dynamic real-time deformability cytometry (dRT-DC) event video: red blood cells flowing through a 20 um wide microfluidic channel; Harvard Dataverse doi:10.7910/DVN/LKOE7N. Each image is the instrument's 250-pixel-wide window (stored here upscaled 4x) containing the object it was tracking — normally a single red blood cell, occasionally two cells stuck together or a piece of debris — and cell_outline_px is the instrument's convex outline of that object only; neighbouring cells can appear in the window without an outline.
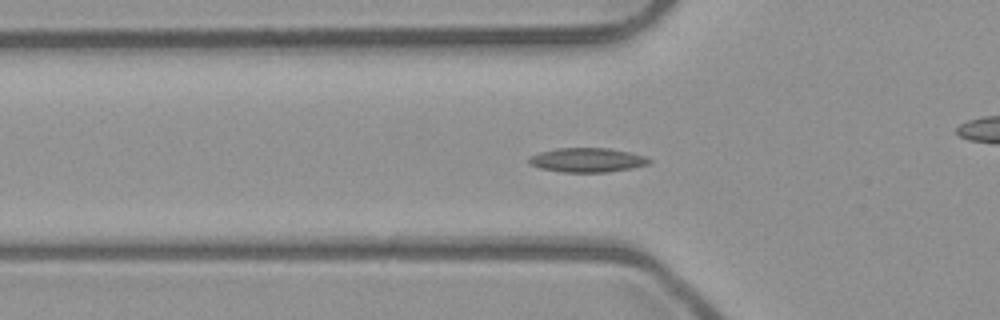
{"species": "common noctule bat (a hibernating species)", "species_latin": "Nyctalus noctula", "temperature_condition": "room temperature", "stored_images_in_passage": 53, "camera_frame_rate_fps": 3000, "um_per_image_px": 0.085, "animal": {"sex": "male", "body_mass_g": 23.1, "forearm_length_mm": 52.7}, "frame": {"image": 1, "passage_image": 18, "time_ms": 5.667, "image_size_px": [1000, 320], "cell_outline_px": [[652, 160], [648, 164], [632, 168], [608, 172], [560, 172], [540, 168], [528, 164], [528, 160], [532, 156], [540, 152], [556, 148], [608, 148], [628, 152], [644, 156]], "centroid_in_image_um": [49.89, 13.61], "position_along_channel_um": 75.9, "area_um2": 16.94}}
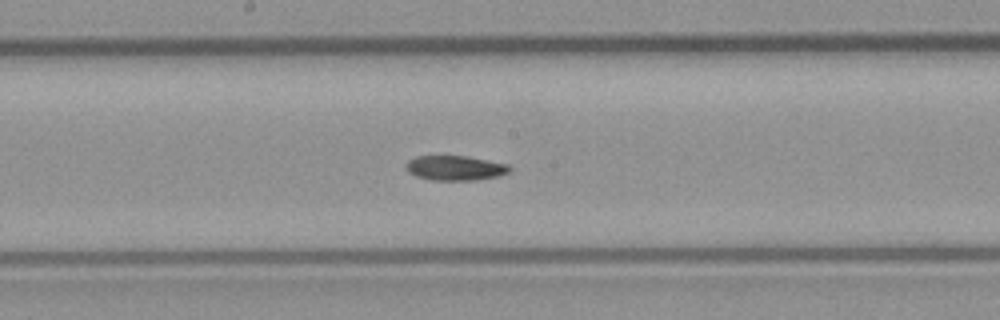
{"frame": {"image": 2, "passage_image": 28, "time_ms": 9.0, "image_size_px": [1000, 320], "cell_outline_px": [[512, 168], [508, 172], [500, 176], [476, 180], [432, 180], [416, 176], [408, 172], [408, 160], [416, 156], [464, 156], [508, 164]], "centroid_in_image_um": [38.72, 14.28], "position_along_channel_um": 209.5, "area_um2": 14.8}}
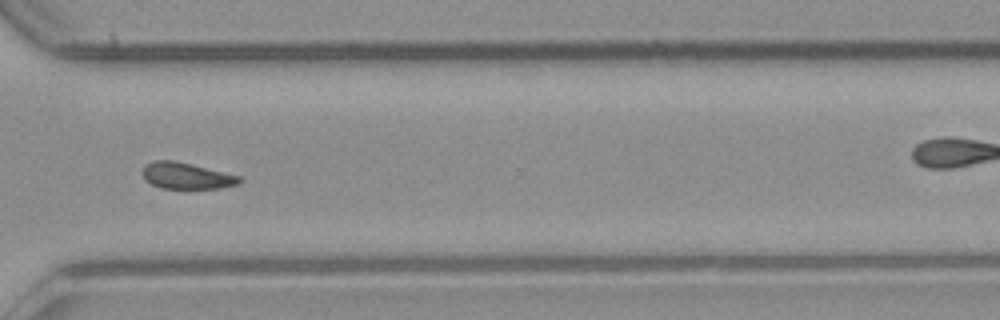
{"frame": {"image": 3, "passage_image": 39, "time_ms": 12.667, "image_size_px": [1000, 320], "cell_outline_px": [[244, 180], [240, 184], [220, 188], [160, 188], [144, 180], [144, 164], [152, 160], [172, 160], [240, 176]], "centroid_in_image_um": [15.85, 14.95], "position_along_channel_um": 354.7, "area_um2": 14.74}}